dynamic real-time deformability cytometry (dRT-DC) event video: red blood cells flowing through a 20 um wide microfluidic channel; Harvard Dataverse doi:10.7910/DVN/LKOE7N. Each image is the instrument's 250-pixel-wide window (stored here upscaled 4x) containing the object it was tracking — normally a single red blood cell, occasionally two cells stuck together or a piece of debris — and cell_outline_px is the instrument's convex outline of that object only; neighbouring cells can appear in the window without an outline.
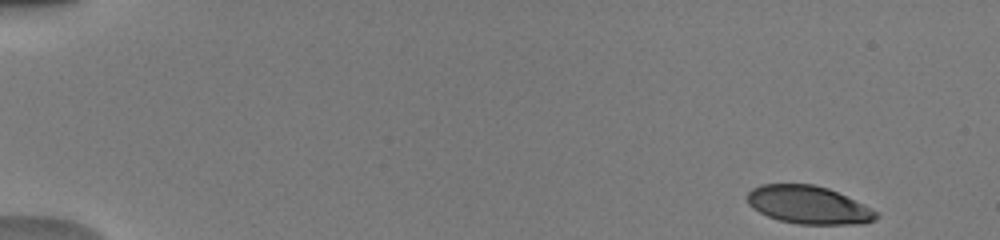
{"species": "human", "species_latin": "Homo sapiens", "temperature_condition": "warm", "stored_images_in_passage": 48, "camera_frame_rate_fps": 3000, "um_per_image_px": 0.085, "donor": {"sex": "male"}, "frame": {"image": 1, "passage_image": 1, "time_ms": 0.0, "image_size_px": [1000, 240], "cell_outline_px": [[880, 216], [864, 224], [800, 224], [780, 220], [768, 216], [752, 208], [748, 204], [748, 192], [752, 188], [760, 184], [812, 184], [828, 188], [864, 204], [876, 212]], "centroid_in_image_um": [68.71, 17.41], "position_along_channel_um": 16.3, "area_um2": 28.38}}
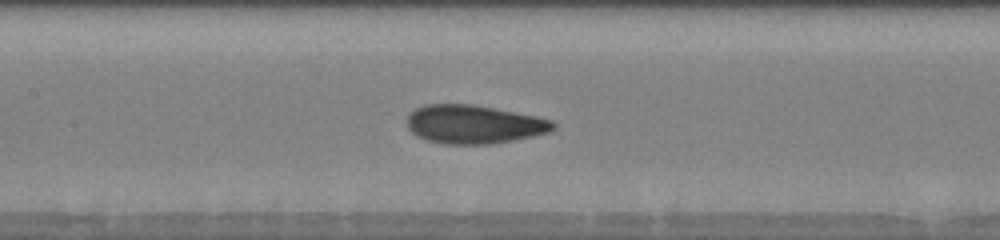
{"frame": {"image": 2, "passage_image": 23, "time_ms": 7.333, "image_size_px": [1000, 240], "cell_outline_px": [[556, 128], [548, 132], [532, 136], [492, 144], [444, 144], [428, 140], [416, 136], [408, 128], [408, 116], [416, 108], [428, 104], [472, 104], [536, 116], [552, 120], [556, 124]], "centroid_in_image_um": [40.29, 10.57], "position_along_channel_um": 167.1, "area_um2": 32.66}}
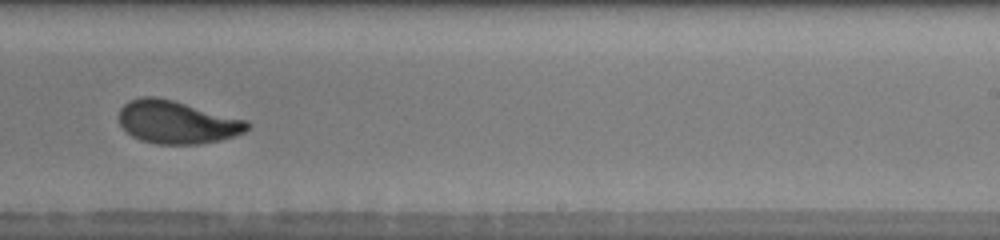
{"frame": {"image": 3, "passage_image": 31, "time_ms": 10.0, "image_size_px": [1000, 240], "cell_outline_px": [[252, 124], [244, 132], [220, 140], [200, 144], [156, 144], [140, 140], [132, 136], [120, 124], [120, 108], [128, 100], [140, 96], [156, 96], [172, 100], [248, 120]], "centroid_in_image_um": [15.04, 10.38], "position_along_channel_um": 274.0, "area_um2": 32.08}, "authors_computed_cell_mechanics": {"area_um2": 31.4432, "velocity_mm_per_s": 4.0246, "shape_relaxation_time_tau1_ms": 4.3686, "shape_relaxation_time_tau2_ms": 0.7413, "deformation_change_tau1": 0.1686, "deformation_change_tau2": 0.0675}}